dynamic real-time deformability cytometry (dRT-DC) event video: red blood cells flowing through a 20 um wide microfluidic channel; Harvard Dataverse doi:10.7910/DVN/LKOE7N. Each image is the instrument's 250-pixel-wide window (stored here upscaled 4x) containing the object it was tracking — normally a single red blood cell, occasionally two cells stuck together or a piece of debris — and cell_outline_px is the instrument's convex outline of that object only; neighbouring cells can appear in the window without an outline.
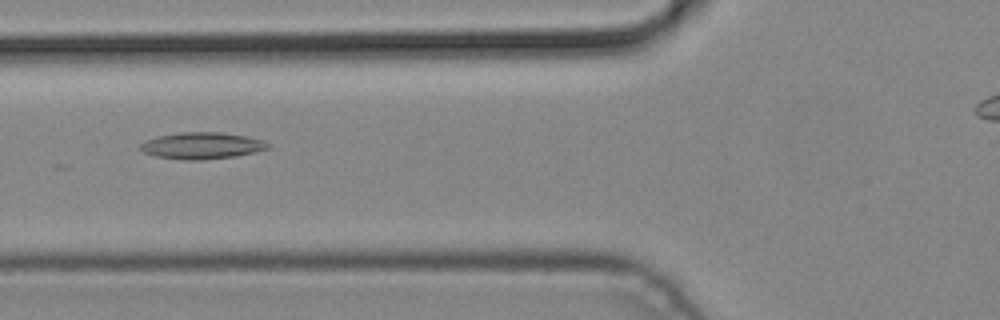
{"species": "common noctule bat (a hibernating species)", "species_latin": "Nyctalus noctula", "temperature_condition": "cold", "stored_images_in_passage": 5, "camera_frame_rate_fps": 3000, "um_per_image_px": 0.085, "animal": {"sex": "male", "body_mass_g": 19.2, "forearm_length_mm": 51.8}, "frame": {"image": 1, "passage_image": 5, "time_ms": 1.333, "image_size_px": [1000, 320], "cell_outline_px": [[268, 148], [256, 152], [236, 156], [200, 160], [184, 160], [156, 156], [144, 152], [136, 148], [144, 140], [156, 136], [180, 132], [220, 132], [244, 136], [264, 140], [268, 144]], "centroid_in_image_um": [17.1, 12.38], "position_along_channel_um": 108.7, "area_um2": 19.88}}